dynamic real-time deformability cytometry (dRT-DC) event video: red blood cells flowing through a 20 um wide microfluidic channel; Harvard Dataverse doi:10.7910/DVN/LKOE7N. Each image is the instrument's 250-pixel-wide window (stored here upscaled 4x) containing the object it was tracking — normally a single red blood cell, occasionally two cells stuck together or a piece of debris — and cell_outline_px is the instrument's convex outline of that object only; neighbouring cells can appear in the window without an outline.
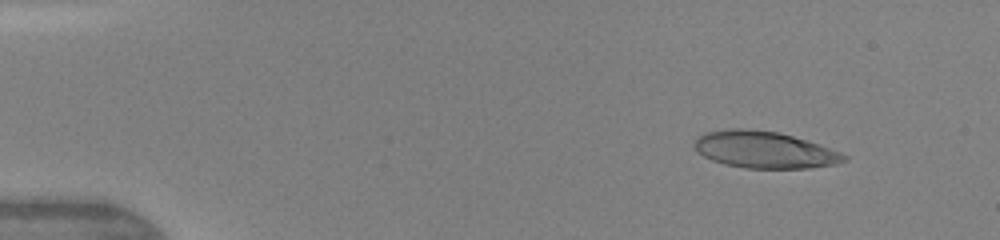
{"species": "human", "species_latin": "Homo sapiens", "temperature_condition": "warm", "stored_images_in_passage": 8, "camera_frame_rate_fps": 3000, "um_per_image_px": 0.085, "donor": {"sex": "female"}, "frame": {"image": 1, "passage_image": 2, "time_ms": 1.0, "image_size_px": [1000, 240], "cell_outline_px": [[848, 160], [836, 164], [808, 168], [744, 168], [724, 164], [712, 160], [704, 156], [696, 148], [696, 136], [704, 132], [728, 128], [748, 128], [780, 132], [840, 152], [848, 156]], "centroid_in_image_um": [64.96, 12.72], "position_along_channel_um": 20.0, "area_um2": 31.96}}
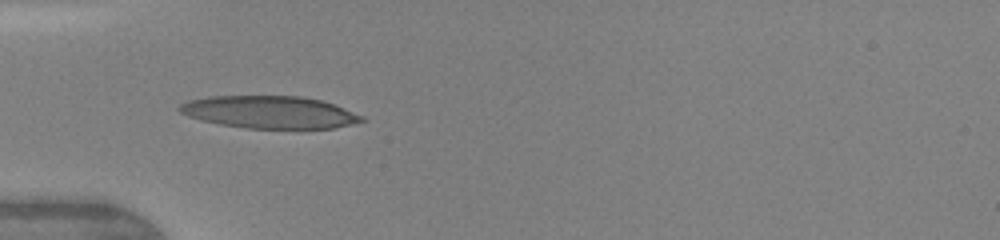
{"frame": {"image": 2, "passage_image": 6, "time_ms": 4.333, "image_size_px": [1000, 240], "cell_outline_px": [[368, 120], [352, 124], [332, 128], [248, 128], [220, 124], [200, 120], [188, 116], [180, 112], [176, 108], [180, 104], [188, 100], [208, 96], [300, 96], [320, 100], [332, 104], [364, 116]], "centroid_in_image_um": [22.88, 9.53], "position_along_channel_um": 62.1, "area_um2": 34.33}}